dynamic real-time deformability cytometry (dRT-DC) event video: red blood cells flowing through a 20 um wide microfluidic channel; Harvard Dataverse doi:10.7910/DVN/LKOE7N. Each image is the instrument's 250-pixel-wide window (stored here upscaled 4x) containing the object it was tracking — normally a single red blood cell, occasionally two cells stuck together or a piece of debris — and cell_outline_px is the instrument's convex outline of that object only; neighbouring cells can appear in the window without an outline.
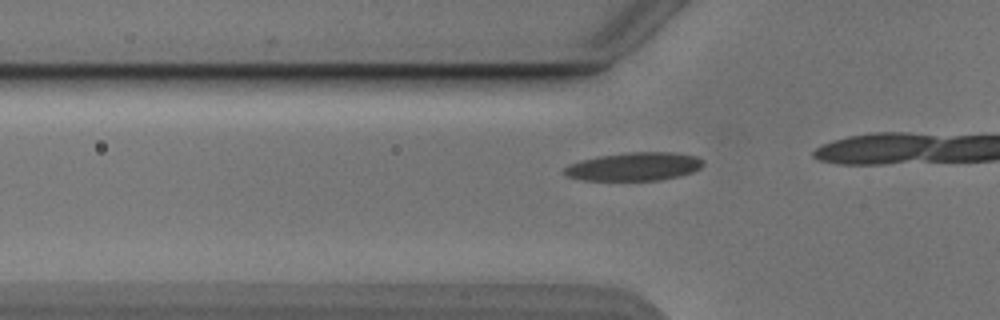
{"species": "Egyptian fruit bat (a non-hibernating species)", "species_latin": "Rousettus aegyptiacus", "temperature_condition": "cold", "stored_images_in_passage": 8, "camera_frame_rate_fps": 3000, "um_per_image_px": 0.085, "animal": {"sex": "male"}, "frame": {"image": 1, "passage_image": 5, "time_ms": 1.333, "image_size_px": [1000, 320], "cell_outline_px": [[704, 164], [700, 168], [692, 172], [680, 176], [656, 180], [584, 180], [568, 176], [564, 172], [564, 168], [568, 164], [580, 160], [600, 156], [628, 152], [672, 152], [696, 156], [704, 160]], "centroid_in_image_um": [53.92, 14.15], "position_along_channel_um": 71.9, "area_um2": 22.83}}